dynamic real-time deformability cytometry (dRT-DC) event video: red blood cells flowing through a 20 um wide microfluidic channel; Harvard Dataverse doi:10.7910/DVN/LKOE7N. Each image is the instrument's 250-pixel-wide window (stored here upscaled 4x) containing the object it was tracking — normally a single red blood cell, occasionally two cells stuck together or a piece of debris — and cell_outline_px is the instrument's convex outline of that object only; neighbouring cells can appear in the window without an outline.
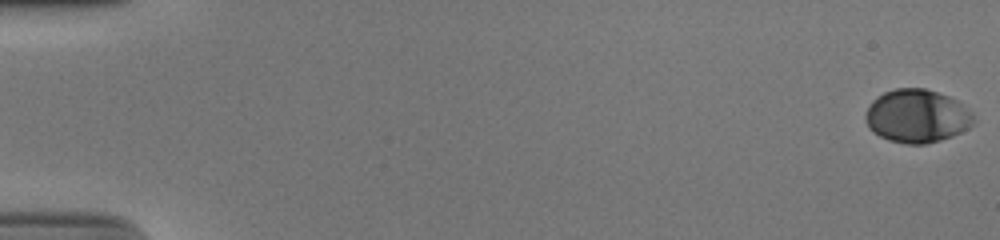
{"species": "human", "species_latin": "Homo sapiens", "temperature_condition": "cold", "stored_images_in_passage": 54, "camera_frame_rate_fps": 3000, "um_per_image_px": 0.085, "donor": {"sex": "male"}, "frame": {"image": 1, "passage_image": 1, "time_ms": 0.0, "image_size_px": [1000, 240], "cell_outline_px": [[976, 120], [968, 128], [952, 136], [940, 140], [924, 144], [904, 144], [888, 140], [872, 132], [868, 128], [864, 116], [872, 100], [876, 96], [884, 92], [896, 88], [924, 88], [948, 96], [956, 100], [972, 112], [976, 116]], "centroid_in_image_um": [77.93, 9.87], "position_along_channel_um": 7.1, "area_um2": 33.76}}
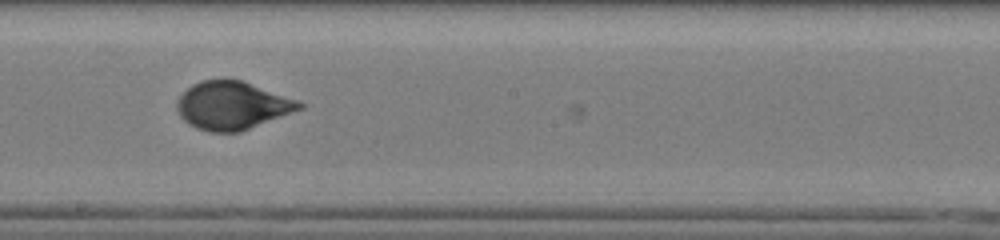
{"frame": {"image": 2, "passage_image": 32, "time_ms": 10.333, "image_size_px": [1000, 240], "cell_outline_px": [[304, 108], [240, 132], [208, 132], [196, 128], [188, 124], [180, 116], [176, 108], [176, 100], [192, 84], [200, 80], [244, 80], [296, 100], [304, 104]], "centroid_in_image_um": [19.72, 8.98], "position_along_channel_um": 228.5, "area_um2": 34.22}}
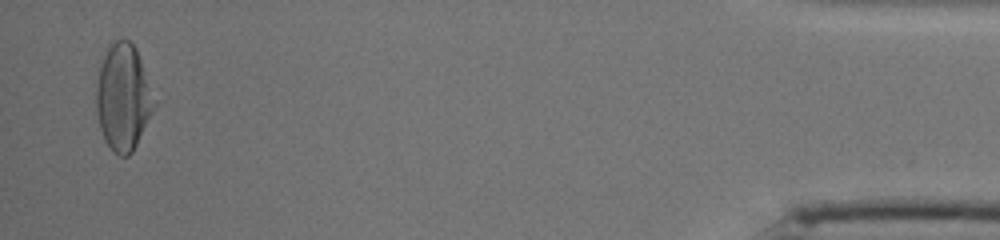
{"frame": {"image": 3, "passage_image": 53, "time_ms": 17.333, "image_size_px": [1000, 240], "cell_outline_px": [[156, 104], [132, 152], [128, 156], [120, 156], [112, 152], [104, 140], [100, 128], [96, 112], [96, 84], [100, 68], [104, 56], [108, 48], [116, 40], [128, 40], [136, 48]], "centroid_in_image_um": [10.44, 8.32], "position_along_channel_um": 424.8, "area_um2": 35.32}, "authors_computed_cell_mechanics": {"area_um2": 33.6107, "velocity_mm_per_s": 3.8999, "shape_relaxation_time_tau1_ms": 4.2676, "shape_relaxation_time_tau2_ms": null, "deformation_change_tau1": 0.1632, "deformation_change_tau2": null}}